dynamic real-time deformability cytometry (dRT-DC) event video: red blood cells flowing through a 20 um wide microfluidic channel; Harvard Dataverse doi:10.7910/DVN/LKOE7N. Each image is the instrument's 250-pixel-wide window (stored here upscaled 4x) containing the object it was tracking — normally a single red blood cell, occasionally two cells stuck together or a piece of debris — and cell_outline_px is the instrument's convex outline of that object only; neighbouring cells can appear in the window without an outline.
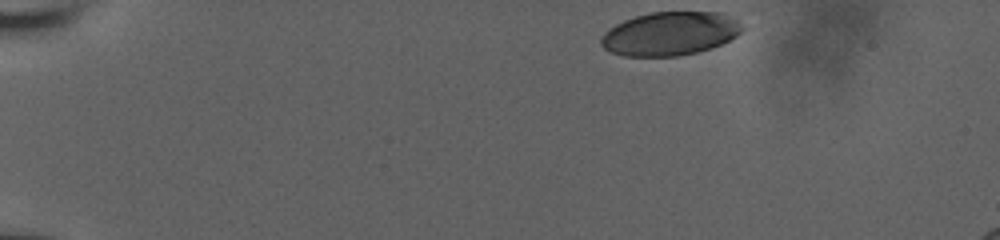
{"species": "human", "species_latin": "Homo sapiens", "temperature_condition": "room temperature", "stored_images_in_passage": 40, "camera_frame_rate_fps": 3000, "um_per_image_px": 0.085, "donor": {"sex": "male"}, "frame": {"image": 1, "passage_image": 1, "time_ms": 0.0, "image_size_px": [1000, 240], "cell_outline_px": [[744, 28], [736, 36], [712, 48], [696, 52], [676, 56], [624, 56], [608, 52], [600, 44], [600, 36], [608, 28], [624, 20], [636, 16], [652, 12], [724, 12], [736, 20]], "centroid_in_image_um": [56.91, 2.86], "position_along_channel_um": 28.1, "area_um2": 35.95}}
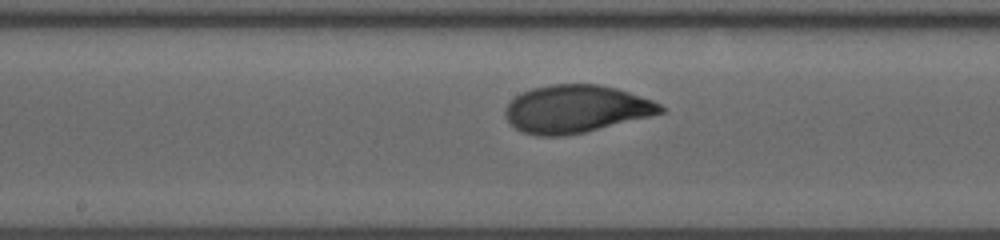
{"frame": {"image": 2, "passage_image": 23, "time_ms": 7.333, "image_size_px": [1000, 240], "cell_outline_px": [[664, 112], [584, 132], [564, 136], [540, 136], [524, 132], [508, 124], [504, 116], [504, 108], [520, 92], [532, 88], [552, 84], [600, 84], [616, 88], [652, 100], [660, 104], [664, 108]], "centroid_in_image_um": [48.89, 9.25], "position_along_channel_um": 199.3, "area_um2": 42.95}}
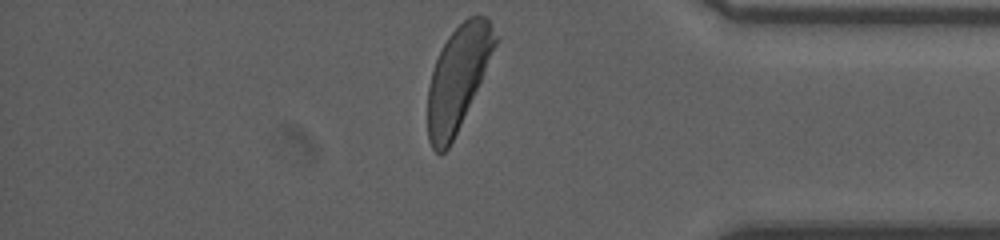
{"frame": {"image": 3, "passage_image": 40, "time_ms": 13.0, "image_size_px": [1000, 240], "cell_outline_px": [[496, 44], [480, 80], [460, 124], [448, 148], [444, 152], [436, 152], [432, 148], [428, 140], [428, 88], [432, 72], [436, 60], [448, 36], [468, 16], [484, 16], [488, 20], [496, 36]], "centroid_in_image_um": [38.88, 6.64], "position_along_channel_um": 396.3, "area_um2": 39.19}, "authors_computed_cell_mechanics": {"area_um2": 41.905, "velocity_mm_per_s": 3.7954, "shape_relaxation_time_tau1_ms": 3.9102, "shape_relaxation_time_tau2_ms": null, "deformation_change_tau1": 0.1819, "deformation_change_tau2": null}}